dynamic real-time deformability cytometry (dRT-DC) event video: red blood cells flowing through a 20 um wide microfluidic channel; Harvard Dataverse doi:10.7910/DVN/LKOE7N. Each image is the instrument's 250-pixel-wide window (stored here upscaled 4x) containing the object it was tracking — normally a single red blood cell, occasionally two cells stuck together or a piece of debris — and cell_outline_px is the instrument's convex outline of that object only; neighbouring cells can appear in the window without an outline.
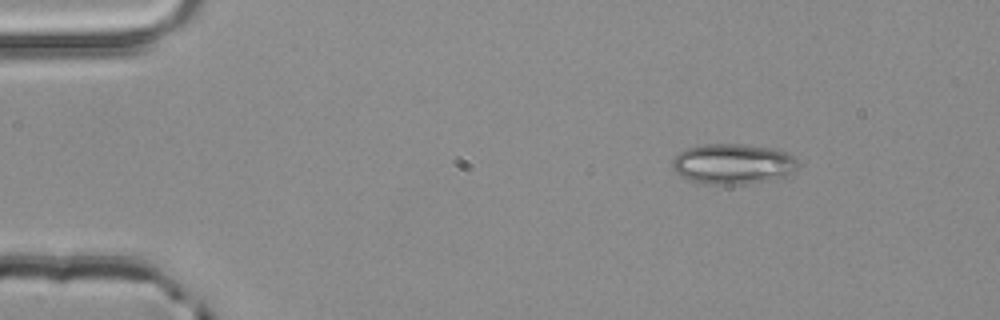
{"species": "common noctule bat (a hibernating species)", "species_latin": "Nyctalus noctula", "temperature_condition": "room temperature", "stored_images_in_passage": 47, "camera_frame_rate_fps": 3000, "um_per_image_px": 0.085, "animal": {"sex": "male", "body_mass_g": 20.4}, "frame": {"image": 1, "passage_image": 1, "time_ms": 0.0, "image_size_px": [1000, 320], "cell_outline_px": [[796, 168], [784, 176], [768, 180], [748, 184], [704, 184], [684, 180], [672, 168], [672, 160], [684, 148], [704, 144], [740, 144], [772, 148], [784, 152], [792, 156], [796, 160]], "centroid_in_image_um": [62.21, 13.94], "position_along_channel_um": 22.8, "area_um2": 29.54}}
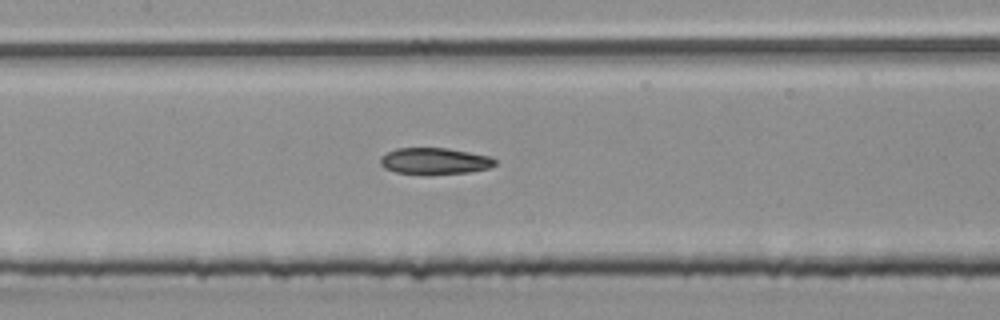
{"frame": {"image": 2, "passage_image": 19, "time_ms": 6.0, "image_size_px": [1000, 320], "cell_outline_px": [[496, 164], [488, 168], [468, 172], [428, 176], [396, 172], [384, 168], [380, 164], [380, 156], [396, 148], [448, 148], [492, 156], [496, 160]], "centroid_in_image_um": [36.94, 13.71], "position_along_channel_um": 170.5, "area_um2": 18.15}}
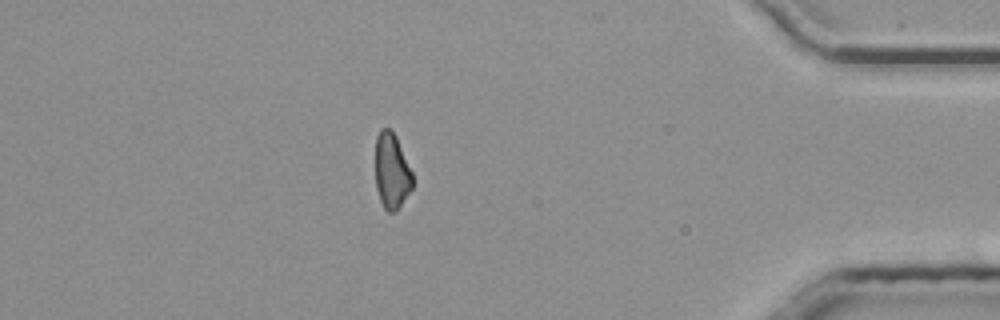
{"frame": {"image": 3, "passage_image": 40, "time_ms": 13.0, "image_size_px": [1000, 320], "cell_outline_px": [[412, 188], [396, 212], [388, 212], [384, 208], [380, 200], [376, 188], [376, 136], [380, 128], [388, 128], [396, 136], [412, 172]], "centroid_in_image_um": [33.29, 14.55], "position_along_channel_um": 401.9, "area_um2": 16.3}, "authors_computed_cell_mechanics": {"area_um2": 18.0914, "velocity_mm_per_s": 3.9241, "shape_relaxation_time_tau1_ms": null, "shape_relaxation_time_tau2_ms": 6.9243, "deformation_change_tau1": null, "deformation_change_tau2": 0.1542}}